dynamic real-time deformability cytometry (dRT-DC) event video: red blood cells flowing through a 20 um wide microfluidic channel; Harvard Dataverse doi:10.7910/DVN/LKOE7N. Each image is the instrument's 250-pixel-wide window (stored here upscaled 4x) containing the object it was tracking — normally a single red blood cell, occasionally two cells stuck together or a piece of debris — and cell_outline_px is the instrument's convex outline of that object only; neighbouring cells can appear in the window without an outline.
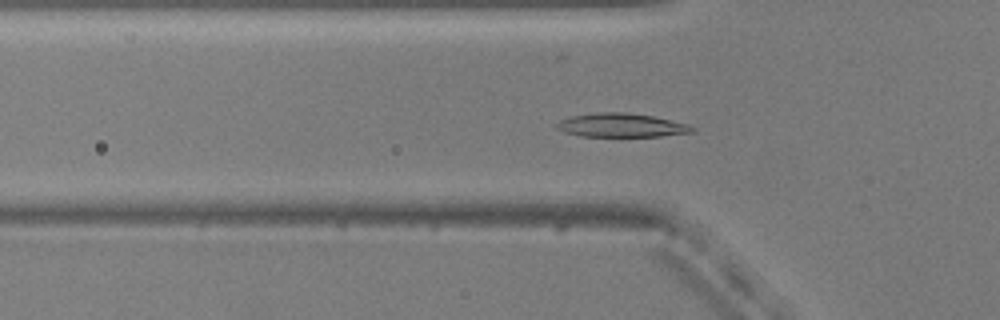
{"species": "common noctule bat (a hibernating species)", "species_latin": "Nyctalus noctula", "temperature_condition": "warm", "stored_images_in_passage": 54, "camera_frame_rate_fps": 3000, "um_per_image_px": 0.085, "animal": {"sex": "male", "body_mass_g": 20.5, "forearm_length_mm": 52.5}, "frame": {"image": 1, "passage_image": 18, "time_ms": 5.667, "image_size_px": [1000, 320], "cell_outline_px": [[696, 128], [692, 132], [660, 136], [580, 136], [564, 132], [556, 128], [556, 124], [560, 120], [568, 116], [596, 112], [624, 112], [652, 116], [688, 124]], "centroid_in_image_um": [52.76, 10.64], "position_along_channel_um": 73.0, "area_um2": 18.73}}
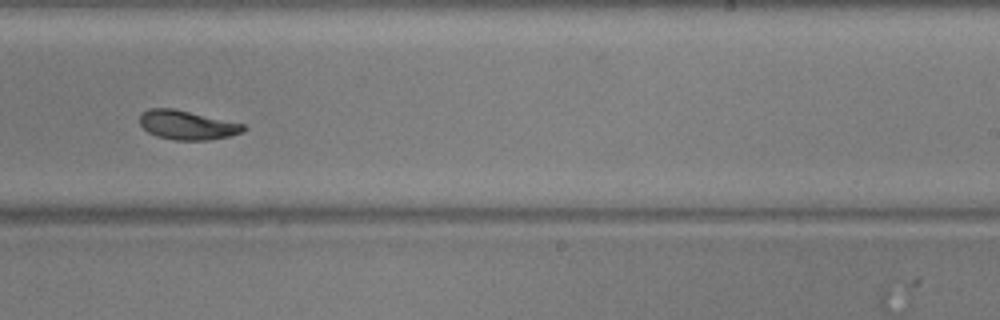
{"frame": {"image": 2, "passage_image": 34, "time_ms": 11.0, "image_size_px": [1000, 320], "cell_outline_px": [[248, 128], [240, 132], [228, 136], [208, 140], [176, 140], [156, 136], [148, 132], [140, 124], [140, 116], [148, 108], [172, 108], [244, 124]], "centroid_in_image_um": [15.89, 10.63], "position_along_channel_um": 273.1, "area_um2": 17.34}}
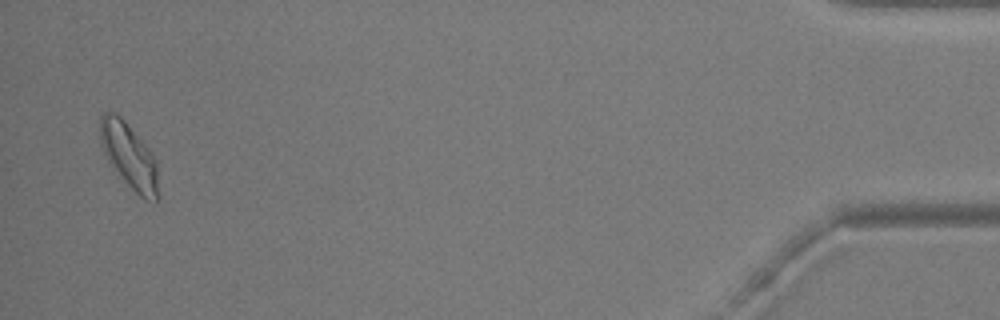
{"frame": {"image": 3, "passage_image": 53, "time_ms": 17.333, "image_size_px": [1000, 320], "cell_outline_px": [[160, 200], [156, 204], [144, 200], [112, 168], [100, 144], [100, 116], [104, 112], [116, 112], [124, 120], [148, 148], [156, 160], [160, 196]], "centroid_in_image_um": [11.01, 13.31], "position_along_channel_um": 424.2, "area_um2": 22.43}, "authors_computed_cell_mechanics": {"area_um2": 18.6405, "velocity_mm_per_s": 3.7421, "shape_relaxation_time_tau1_ms": 3.1697, "shape_relaxation_time_tau2_ms": 6.1449, "deformation_change_tau1": 0.1393, "deformation_change_tau2": 0.0418}}